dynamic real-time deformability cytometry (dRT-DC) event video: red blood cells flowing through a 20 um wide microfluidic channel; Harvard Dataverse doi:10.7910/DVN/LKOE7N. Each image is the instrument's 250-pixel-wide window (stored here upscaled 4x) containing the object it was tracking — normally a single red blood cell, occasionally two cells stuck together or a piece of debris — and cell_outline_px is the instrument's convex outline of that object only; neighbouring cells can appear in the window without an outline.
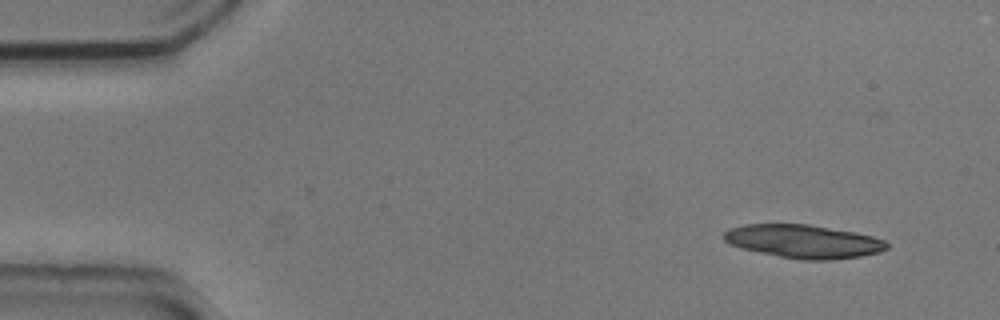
{"species": "common noctule bat (a hibernating species)", "species_latin": "Nyctalus noctula", "temperature_condition": "cold", "stored_images_in_passage": 5, "camera_frame_rate_fps": 3000, "um_per_image_px": 0.085, "animal": {"sex": "male", "body_mass_g": 20.5, "forearm_length_mm": 52.5}, "frame": {"image": 1, "passage_image": 1, "time_ms": 0.0, "image_size_px": [1000, 320], "cell_outline_px": [[888, 248], [880, 252], [860, 256], [828, 260], [804, 260], [780, 256], [740, 248], [728, 244], [720, 236], [728, 228], [744, 224], [808, 224], [856, 232], [872, 236], [884, 240], [888, 244]], "centroid_in_image_um": [68.26, 20.51], "position_along_channel_um": 16.7, "area_um2": 31.79}}